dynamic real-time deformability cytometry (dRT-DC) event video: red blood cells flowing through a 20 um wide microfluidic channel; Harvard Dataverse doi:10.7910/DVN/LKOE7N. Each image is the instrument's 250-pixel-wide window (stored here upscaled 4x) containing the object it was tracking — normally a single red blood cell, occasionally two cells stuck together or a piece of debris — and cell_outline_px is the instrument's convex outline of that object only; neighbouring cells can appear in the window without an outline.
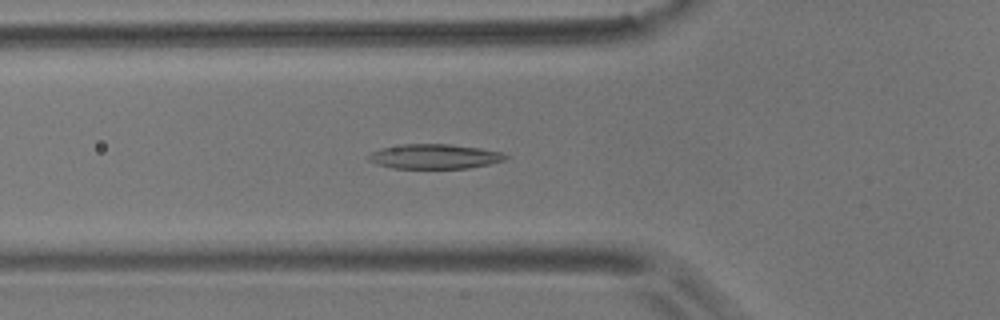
{"species": "common noctule bat (a hibernating species)", "species_latin": "Nyctalus noctula", "temperature_condition": "room temperature", "stored_images_in_passage": 58, "camera_frame_rate_fps": 3000, "um_per_image_px": 0.085, "animal": {"sex": "male", "body_mass_g": 17.9}, "frame": {"image": 1, "passage_image": 20, "time_ms": 6.333, "image_size_px": [1000, 320], "cell_outline_px": [[508, 160], [468, 168], [392, 168], [376, 164], [368, 160], [368, 156], [372, 152], [380, 148], [404, 144], [448, 144], [480, 148], [504, 152], [508, 156]], "centroid_in_image_um": [36.96, 13.3], "position_along_channel_um": 88.8, "area_um2": 19.77}}
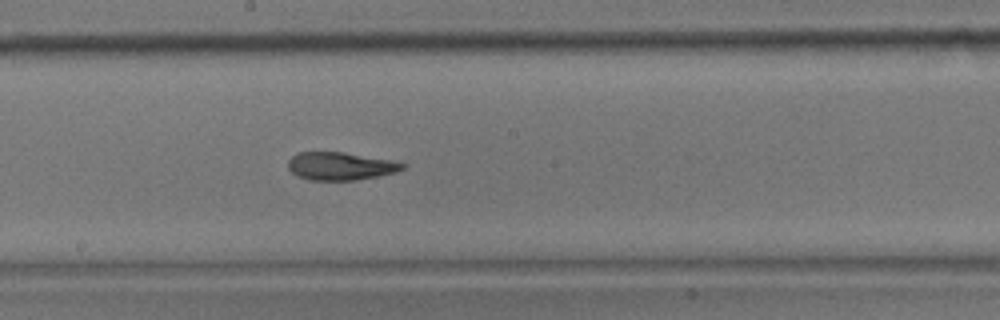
{"frame": {"image": 2, "passage_image": 31, "time_ms": 10.0, "image_size_px": [1000, 320], "cell_outline_px": [[408, 164], [404, 168], [396, 172], [356, 180], [308, 180], [296, 176], [288, 168], [288, 160], [292, 156], [300, 152], [344, 152], [392, 160]], "centroid_in_image_um": [28.93, 14.12], "position_along_channel_um": 219.3, "area_um2": 18.67}}
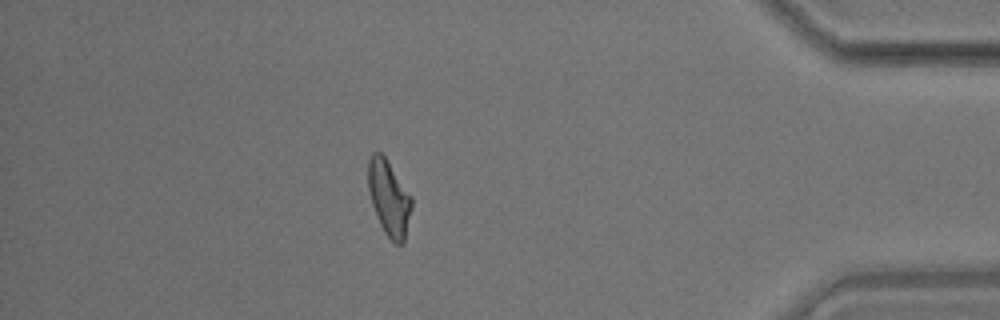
{"frame": {"image": 3, "passage_image": 50, "time_ms": 16.333, "image_size_px": [1000, 320], "cell_outline_px": [[412, 208], [404, 240], [400, 244], [396, 244], [384, 232], [376, 216], [372, 204], [368, 188], [368, 160], [372, 152], [380, 152], [384, 156], [412, 196]], "centroid_in_image_um": [33.06, 16.81], "position_along_channel_um": 402.1, "area_um2": 18.96}, "authors_computed_cell_mechanics": {"area_um2": 19.7676, "velocity_mm_per_s": 3.5398, "shape_relaxation_time_tau1_ms": 8.6481, "shape_relaxation_time_tau2_ms": 3.1544, "deformation_change_tau1": 0.2284, "deformation_change_tau2": 0.1192}}